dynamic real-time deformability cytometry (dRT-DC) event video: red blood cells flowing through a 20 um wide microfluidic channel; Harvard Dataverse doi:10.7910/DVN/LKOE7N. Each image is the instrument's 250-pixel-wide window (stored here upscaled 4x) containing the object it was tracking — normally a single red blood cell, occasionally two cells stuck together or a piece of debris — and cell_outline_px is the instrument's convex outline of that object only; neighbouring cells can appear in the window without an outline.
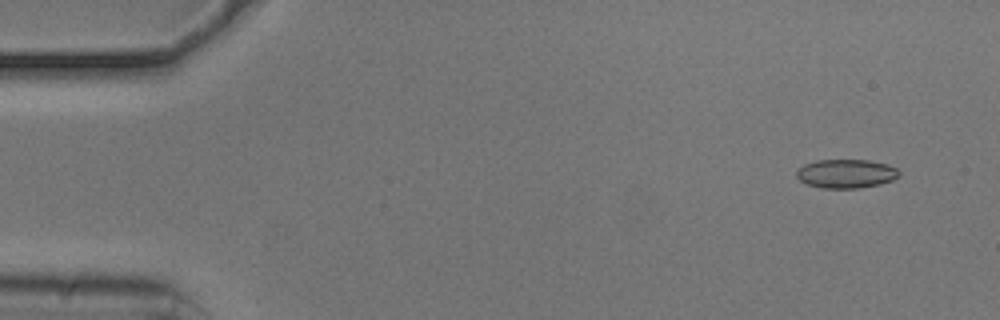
{"species": "common noctule bat (a hibernating species)", "species_latin": "Nyctalus noctula", "temperature_condition": "cold", "stored_images_in_passage": 16, "camera_frame_rate_fps": 3000, "um_per_image_px": 0.085, "animal": {"sex": "male", "body_mass_g": 20.5, "forearm_length_mm": 52.5}, "frame": {"image": 1, "passage_image": 3, "time_ms": 0.667, "image_size_px": [1000, 320], "cell_outline_px": [[900, 172], [892, 180], [880, 184], [856, 188], [820, 188], [808, 184], [800, 180], [796, 176], [796, 172], [804, 164], [816, 160], [868, 160], [888, 164], [896, 168]], "centroid_in_image_um": [71.9, 14.75], "position_along_channel_um": 13.1, "area_um2": 17.11}}
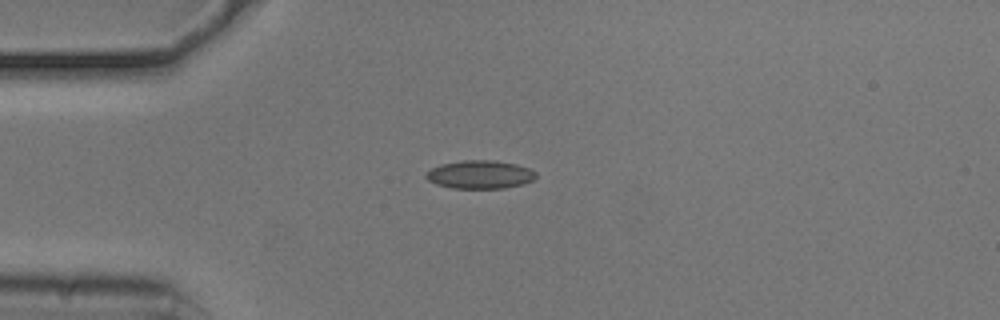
{"frame": {"image": 2, "passage_image": 13, "time_ms": 4.0, "image_size_px": [1000, 320], "cell_outline_px": [[536, 176], [532, 180], [524, 184], [504, 188], [452, 188], [436, 184], [428, 180], [424, 176], [432, 168], [440, 164], [464, 160], [492, 160], [516, 164], [528, 168], [536, 172]], "centroid_in_image_um": [40.79, 14.83], "position_along_channel_um": 44.2, "area_um2": 18.03}}